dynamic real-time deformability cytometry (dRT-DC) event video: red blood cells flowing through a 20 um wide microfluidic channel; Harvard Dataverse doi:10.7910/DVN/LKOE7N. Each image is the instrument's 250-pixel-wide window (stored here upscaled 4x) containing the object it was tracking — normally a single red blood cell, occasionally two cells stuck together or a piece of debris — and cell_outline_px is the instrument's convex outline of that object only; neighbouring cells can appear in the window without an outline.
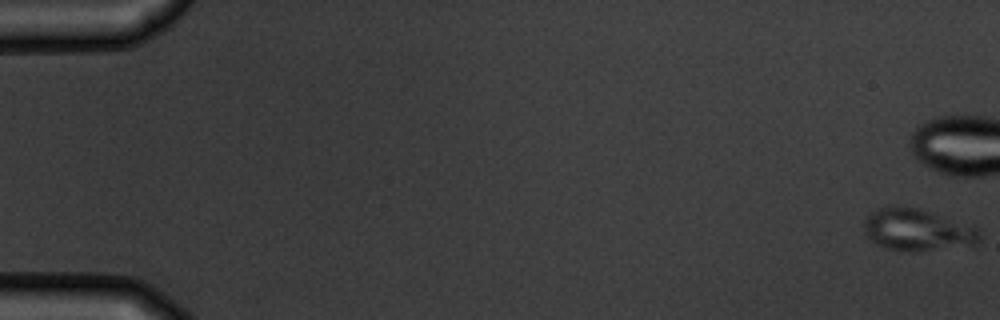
{"species": "common noctule bat (a hibernating species)", "species_latin": "Nyctalus noctula", "temperature_condition": "warm", "stored_images_in_passage": 6, "camera_frame_rate_fps": 3000, "um_per_image_px": 0.085, "animal": {"sex": "male", "body_mass_g": 19.5, "forearm_length_mm": 54.6}, "frame": {"image": 1, "passage_image": 1, "time_ms": 0.0, "image_size_px": [1000, 320], "cell_outline_px": [[980, 240], [976, 244], [920, 252], [900, 252], [884, 248], [876, 244], [864, 232], [864, 224], [868, 216], [872, 212], [888, 204], [920, 208], [932, 212], [976, 228], [980, 236]], "centroid_in_image_um": [77.93, 19.55], "position_along_channel_um": 7.1, "area_um2": 28.44}}